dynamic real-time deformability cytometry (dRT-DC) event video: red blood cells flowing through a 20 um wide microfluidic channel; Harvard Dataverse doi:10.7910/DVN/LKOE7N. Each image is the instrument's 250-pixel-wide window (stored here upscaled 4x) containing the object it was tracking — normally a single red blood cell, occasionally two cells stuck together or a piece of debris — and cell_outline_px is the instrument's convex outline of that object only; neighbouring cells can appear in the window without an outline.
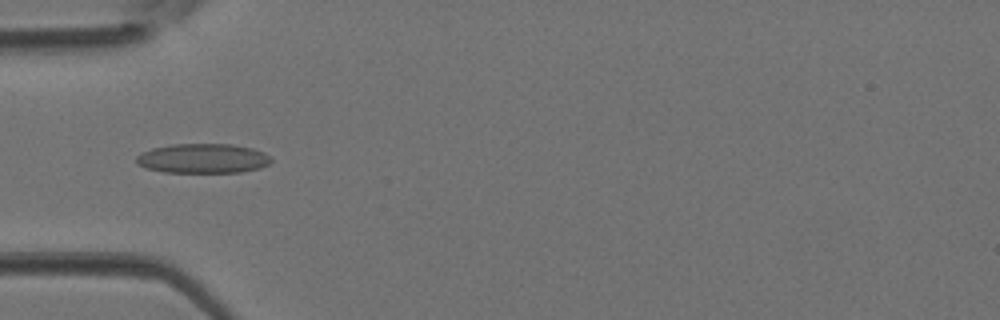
{"species": "Egyptian fruit bat (a non-hibernating species)", "species_latin": "Rousettus aegyptiacus", "temperature_condition": "room temperature", "stored_images_in_passage": 4, "camera_frame_rate_fps": 3000, "um_per_image_px": 0.085, "animal": {"sex": "female"}, "frame": {"image": 1, "passage_image": 3, "time_ms": 0.667, "image_size_px": [1000, 320], "cell_outline_px": [[272, 160], [268, 164], [260, 168], [240, 172], [164, 172], [144, 168], [136, 164], [136, 156], [140, 152], [152, 148], [172, 144], [232, 144], [252, 148], [264, 152]], "centroid_in_image_um": [17.2, 13.46], "position_along_channel_um": 67.8, "area_um2": 23.35}}
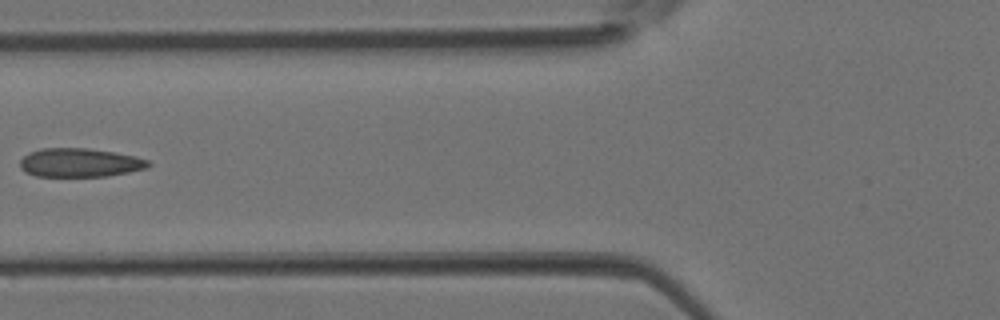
{"frame": {"image": 2, "passage_image": 4, "time_ms": 1.0, "image_size_px": [1000, 320], "cell_outline_px": [[152, 164], [148, 168], [108, 176], [36, 176], [24, 172], [20, 168], [20, 160], [28, 152], [40, 148], [88, 148], [136, 156], [148, 160]], "centroid_in_image_um": [6.77, 13.82], "position_along_channel_um": 119.0, "area_um2": 21.62}}